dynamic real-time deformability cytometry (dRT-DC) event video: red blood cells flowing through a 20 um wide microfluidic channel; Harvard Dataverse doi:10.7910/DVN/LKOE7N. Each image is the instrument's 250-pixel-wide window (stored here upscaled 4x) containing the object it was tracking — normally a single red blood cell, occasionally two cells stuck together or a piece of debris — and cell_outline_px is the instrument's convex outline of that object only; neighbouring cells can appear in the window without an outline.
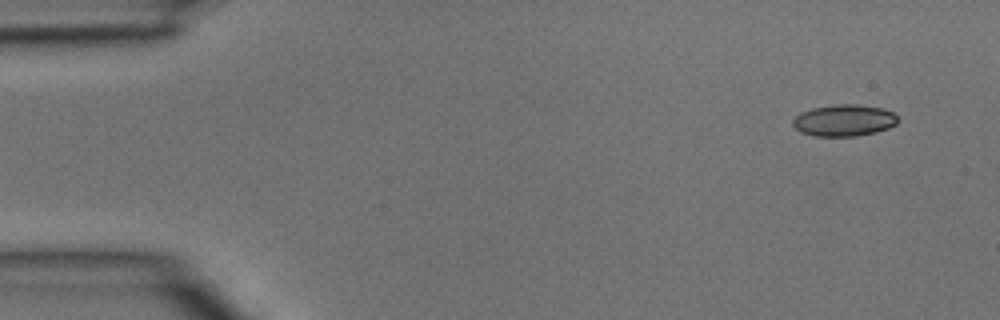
{"species": "common noctule bat (a hibernating species)", "species_latin": "Nyctalus noctula", "temperature_condition": "room temperature", "stored_images_in_passage": 3, "camera_frame_rate_fps": 3000, "um_per_image_px": 0.085, "animal": {"sex": "male", "body_mass_g": 15.6}, "frame": {"image": 1, "passage_image": 1, "time_ms": 0.0, "image_size_px": [1000, 320], "cell_outline_px": [[896, 124], [888, 128], [876, 132], [856, 136], [812, 136], [800, 132], [792, 124], [792, 120], [800, 112], [812, 108], [836, 104], [856, 104], [884, 108], [892, 112], [896, 116]], "centroid_in_image_um": [71.71, 10.23], "position_along_channel_um": 13.3, "area_um2": 19.42}}